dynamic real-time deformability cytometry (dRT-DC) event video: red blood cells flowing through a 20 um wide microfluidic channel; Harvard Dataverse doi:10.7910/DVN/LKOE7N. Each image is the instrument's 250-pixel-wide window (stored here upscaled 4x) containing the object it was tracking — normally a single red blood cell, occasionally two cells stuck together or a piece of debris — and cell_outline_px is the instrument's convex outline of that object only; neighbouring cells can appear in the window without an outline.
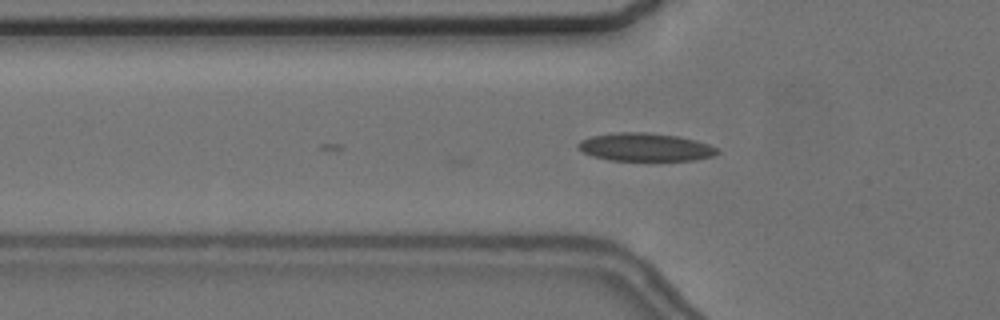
{"species": "common noctule bat (a hibernating species)", "species_latin": "Nyctalus noctula", "temperature_condition": "cold", "stored_images_in_passage": 10, "camera_frame_rate_fps": 3000, "um_per_image_px": 0.085, "animal": {"sex": "female", "body_mass_g": 24.6, "forearm_length_mm": 56.2}, "frame": {"image": 1, "passage_image": 10, "time_ms": 3.0, "image_size_px": [1000, 320], "cell_outline_px": [[720, 152], [712, 156], [696, 160], [608, 160], [592, 156], [576, 148], [576, 144], [580, 140], [592, 136], [616, 132], [648, 132], [680, 136], [696, 140], [708, 144], [716, 148]], "centroid_in_image_um": [54.82, 12.5], "position_along_channel_um": 71.0, "area_um2": 22.89}}